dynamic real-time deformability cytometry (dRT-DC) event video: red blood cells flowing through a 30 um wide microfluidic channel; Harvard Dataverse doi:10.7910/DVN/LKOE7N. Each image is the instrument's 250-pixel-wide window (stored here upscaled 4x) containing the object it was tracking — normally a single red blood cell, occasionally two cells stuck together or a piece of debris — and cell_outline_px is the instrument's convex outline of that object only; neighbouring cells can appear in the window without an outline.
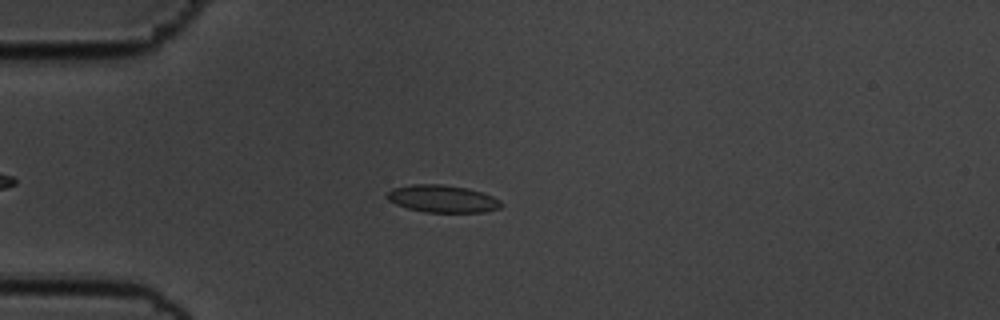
{"species": "common noctule bat (a hibernating species)", "species_latin": "Nyctalus noctula", "temperature_condition": "cold", "stored_images_in_passage": 49, "camera_frame_rate_fps": 3000, "um_per_image_px": 0.085, "animal": {"sex": "male", "body_mass_g": 19.5, "forearm_length_mm": 54.6}, "frame": {"image": 1, "passage_image": 14, "time_ms": 4.333, "image_size_px": [1000, 320], "cell_outline_px": [[504, 204], [500, 208], [484, 212], [424, 212], [408, 208], [396, 204], [388, 200], [384, 196], [392, 188], [412, 184], [440, 184], [468, 188], [492, 196], [500, 200]], "centroid_in_image_um": [37.6, 16.89], "position_along_channel_um": 47.4, "area_um2": 18.26}}
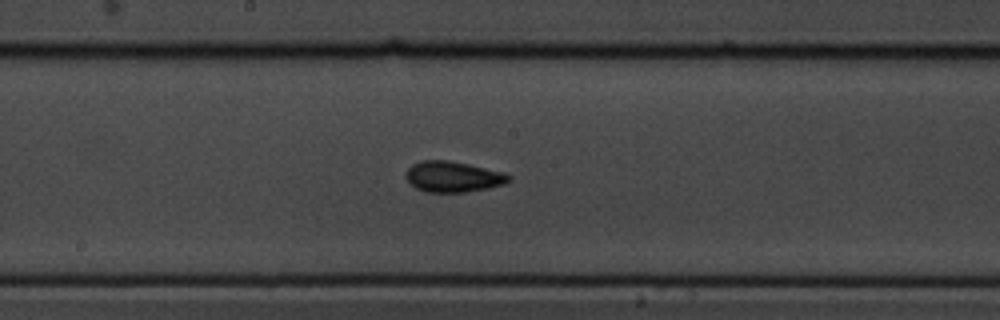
{"frame": {"image": 2, "passage_image": 29, "time_ms": 9.333, "image_size_px": [1000, 320], "cell_outline_px": [[512, 180], [504, 184], [488, 188], [464, 192], [424, 192], [416, 188], [404, 176], [408, 168], [412, 164], [420, 160], [448, 160], [468, 164], [504, 172], [512, 176]], "centroid_in_image_um": [38.51, 15.02], "position_along_channel_um": 209.7, "area_um2": 18.55}}
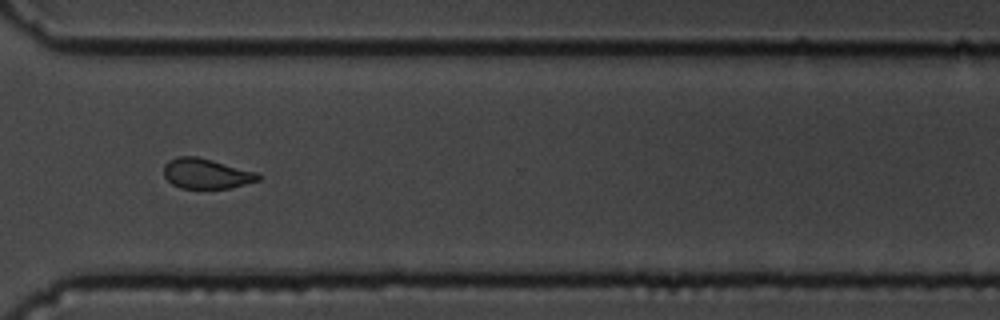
{"frame": {"image": 3, "passage_image": 41, "time_ms": 13.333, "image_size_px": [1000, 320], "cell_outline_px": [[260, 180], [228, 188], [180, 188], [172, 184], [164, 176], [164, 164], [168, 160], [176, 156], [196, 156], [212, 160], [256, 172], [260, 176]], "centroid_in_image_um": [17.49, 14.75], "position_along_channel_um": 353.1, "area_um2": 16.47}, "authors_computed_cell_mechanics": {"area_um2": 17.34, "velocity_mm_per_s": 3.5884, "shape_relaxation_time_tau1_ms": 2.858, "shape_relaxation_time_tau2_ms": 1.758, "deformation_change_tau1": 0.1066, "deformation_change_tau2": 0.0639}}